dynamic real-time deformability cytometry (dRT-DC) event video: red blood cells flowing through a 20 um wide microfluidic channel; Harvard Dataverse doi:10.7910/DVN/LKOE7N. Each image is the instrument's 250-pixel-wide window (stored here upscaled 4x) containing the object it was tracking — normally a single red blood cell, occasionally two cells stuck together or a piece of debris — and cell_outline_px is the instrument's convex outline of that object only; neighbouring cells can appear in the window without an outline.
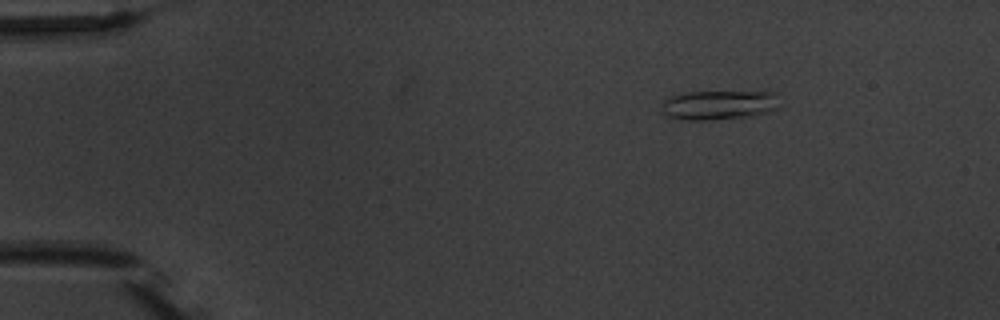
{"species": "common noctule bat (a hibernating species)", "species_latin": "Nyctalus noctula", "temperature_condition": "warm", "stored_images_in_passage": 4, "camera_frame_rate_fps": 3000, "um_per_image_px": 0.085, "animal": {"sex": "male", "body_mass_g": 20.1, "forearm_length_mm": 53.5}, "frame": {"image": 1, "passage_image": 1, "time_ms": 0.0, "image_size_px": [1000, 320], "cell_outline_px": [[780, 108], [772, 112], [752, 116], [708, 120], [688, 120], [668, 116], [664, 112], [664, 100], [668, 96], [688, 92], [776, 92]], "centroid_in_image_um": [61.19, 8.92], "position_along_channel_um": 23.8, "area_um2": 20.23}}